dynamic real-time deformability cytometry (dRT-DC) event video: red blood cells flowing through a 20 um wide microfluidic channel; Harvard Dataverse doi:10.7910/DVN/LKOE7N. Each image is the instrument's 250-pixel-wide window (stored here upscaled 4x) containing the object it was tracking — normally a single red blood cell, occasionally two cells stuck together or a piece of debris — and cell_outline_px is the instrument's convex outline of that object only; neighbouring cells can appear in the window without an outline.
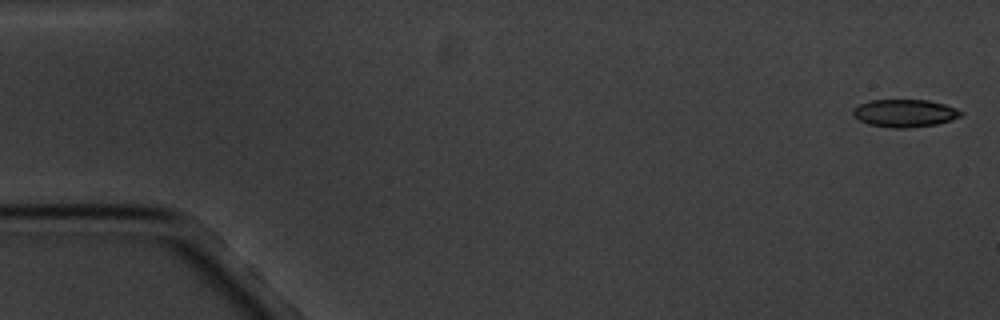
{"species": "common noctule bat (a hibernating species)", "species_latin": "Nyctalus noctula", "temperature_condition": "cold", "stored_images_in_passage": 17, "camera_frame_rate_fps": 3000, "um_per_image_px": 0.085, "animal": {"sex": "male", "body_mass_g": 20.1, "forearm_length_mm": 53.5}, "frame": {"image": 1, "passage_image": 1, "time_ms": 0.0, "image_size_px": [1000, 320], "cell_outline_px": [[964, 112], [960, 116], [936, 124], [908, 128], [892, 128], [868, 124], [860, 120], [852, 112], [860, 104], [872, 100], [928, 100], [944, 104], [956, 108]], "centroid_in_image_um": [76.92, 9.62], "position_along_channel_um": 8.1, "area_um2": 17.11}}
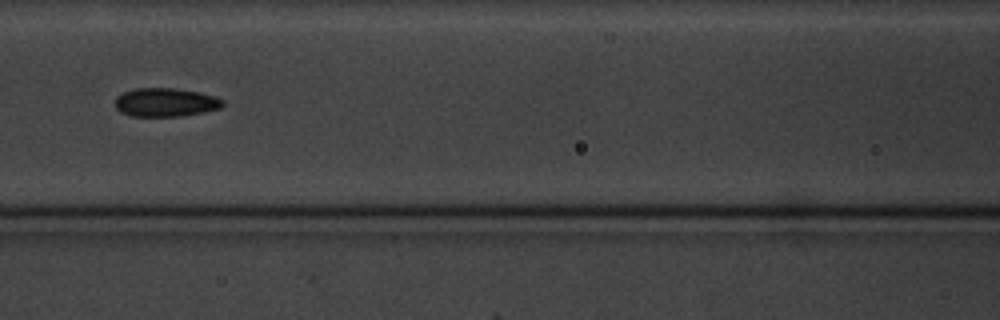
{"frame": {"image": 2, "passage_image": 8, "time_ms": 8.0, "image_size_px": [1000, 320], "cell_outline_px": [[224, 104], [220, 108], [204, 112], [180, 116], [132, 116], [120, 112], [116, 108], [116, 96], [124, 92], [136, 88], [176, 88], [200, 92], [216, 96], [224, 100]], "centroid_in_image_um": [14.09, 8.69], "position_along_channel_um": 152.5, "area_um2": 18.03}}
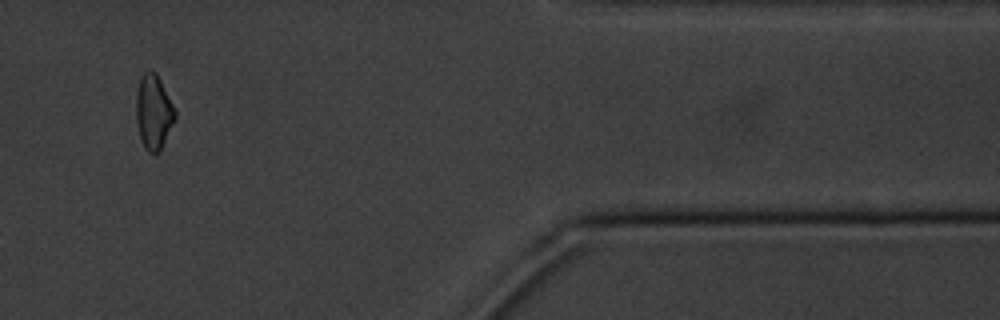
{"frame": {"image": 3, "passage_image": 15, "time_ms": 16.333, "image_size_px": [1000, 320], "cell_outline_px": [[176, 116], [160, 148], [156, 152], [148, 152], [144, 148], [140, 140], [136, 124], [136, 92], [140, 76], [144, 72], [156, 72], [176, 112]], "centroid_in_image_um": [13.01, 9.5], "position_along_channel_um": 398.4, "area_um2": 16.59}, "authors_computed_cell_mechanics": {"area_um2": 17.6868, "velocity_mm_per_s": 3.3933, "shape_relaxation_time_tau1_ms": 4.4065, "shape_relaxation_time_tau2_ms": 4.1738, "deformation_change_tau1": 0.0838, "deformation_change_tau2": 0.0979}}